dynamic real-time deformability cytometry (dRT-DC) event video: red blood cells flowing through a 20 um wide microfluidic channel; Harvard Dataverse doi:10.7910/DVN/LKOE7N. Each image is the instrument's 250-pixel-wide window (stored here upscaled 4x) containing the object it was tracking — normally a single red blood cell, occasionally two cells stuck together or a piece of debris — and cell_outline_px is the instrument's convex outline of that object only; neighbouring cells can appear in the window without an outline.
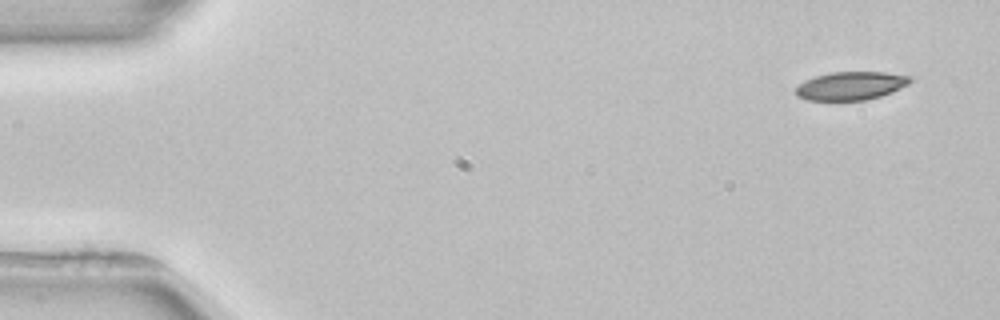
{"species": "common noctule bat (a hibernating species)", "species_latin": "Nyctalus noctula", "temperature_condition": "room temperature", "stored_images_in_passage": 3, "camera_frame_rate_fps": 3000, "um_per_image_px": 0.085, "animal": {"sex": "female", "body_mass_g": 22.7, "forearm_length_mm": 54.2}, "frame": {"image": 1, "passage_image": 1, "time_ms": 0.0, "image_size_px": [1000, 320], "cell_outline_px": [[912, 80], [908, 84], [892, 92], [880, 96], [864, 100], [808, 100], [796, 96], [796, 88], [804, 80], [816, 76], [832, 72], [884, 72], [912, 76]], "centroid_in_image_um": [72.33, 7.29], "position_along_channel_um": 12.7, "area_um2": 18.79}}